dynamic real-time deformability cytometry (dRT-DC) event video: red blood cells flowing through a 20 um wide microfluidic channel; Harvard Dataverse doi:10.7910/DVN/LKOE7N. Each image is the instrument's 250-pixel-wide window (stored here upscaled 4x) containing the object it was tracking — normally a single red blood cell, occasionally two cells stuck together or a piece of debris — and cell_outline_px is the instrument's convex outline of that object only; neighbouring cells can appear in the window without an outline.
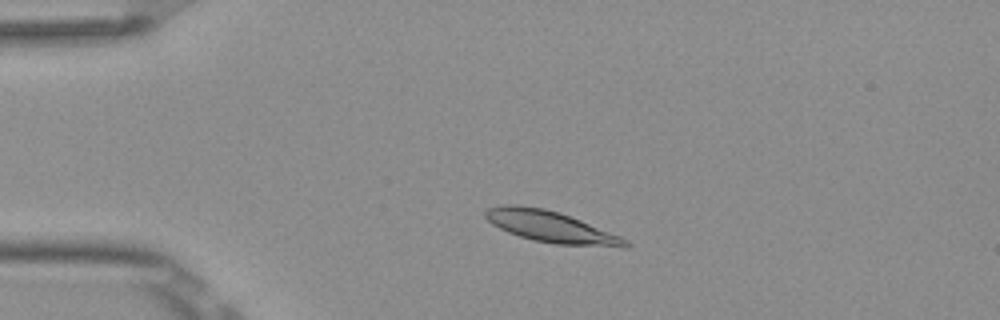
{"species": "Egyptian fruit bat (a non-hibernating species)", "species_latin": "Rousettus aegyptiacus", "temperature_condition": "room temperature", "stored_images_in_passage": 49, "camera_frame_rate_fps": 3000, "um_per_image_px": 0.085, "frame": {"image": 1, "passage_image": 8, "time_ms": 2.333, "image_size_px": [1000, 320], "cell_outline_px": [[632, 244], [624, 248], [556, 244], [532, 240], [508, 232], [492, 224], [484, 216], [484, 212], [488, 208], [504, 204], [520, 204], [544, 208], [580, 220], [620, 236], [628, 240]], "centroid_in_image_um": [46.82, 19.28], "position_along_channel_um": 38.2, "area_um2": 25.55}}
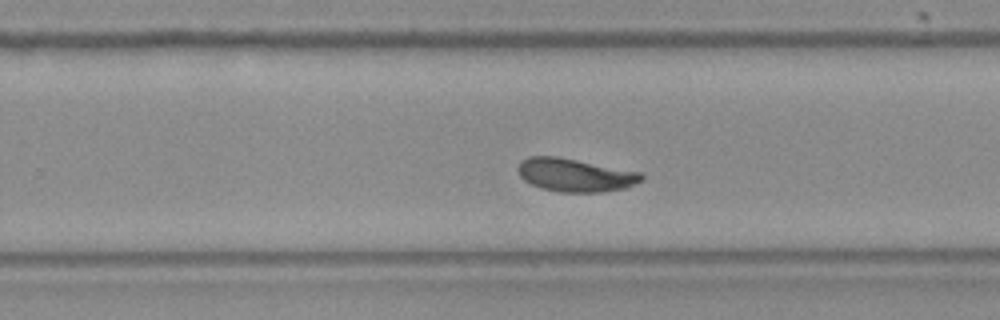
{"frame": {"image": 2, "passage_image": 30, "time_ms": 9.667, "image_size_px": [1000, 320], "cell_outline_px": [[644, 180], [628, 188], [604, 192], [560, 192], [540, 188], [524, 180], [520, 176], [516, 168], [520, 160], [528, 156], [556, 156], [640, 172], [644, 176]], "centroid_in_image_um": [48.88, 14.88], "position_along_channel_um": 280.9, "area_um2": 24.1}}
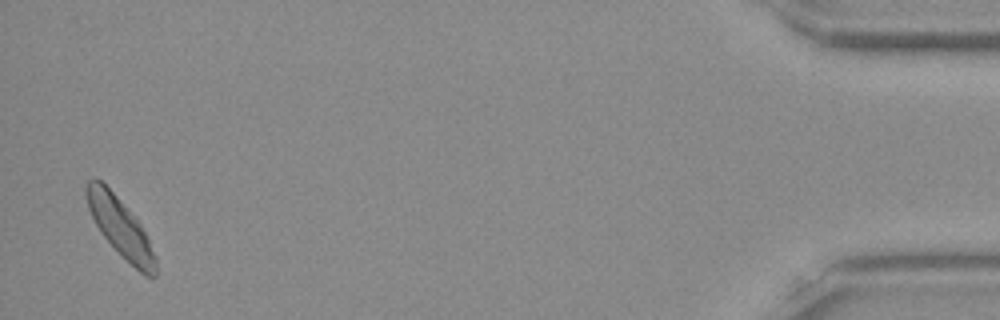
{"frame": {"image": 3, "passage_image": 48, "time_ms": 15.667, "image_size_px": [1000, 320], "cell_outline_px": [[156, 276], [152, 280], [144, 276], [104, 236], [96, 224], [88, 208], [84, 192], [84, 184], [92, 176], [100, 180], [116, 196], [140, 224], [148, 240], [156, 260]], "centroid_in_image_um": [10.19, 19.29], "position_along_channel_um": 425.0, "area_um2": 22.95}, "authors_computed_cell_mechanics": {"area_um2": 23.8714, "velocity_mm_per_s": 3.8063, "shape_relaxation_time_tau1_ms": 3.461, "shape_relaxation_time_tau2_ms": 2.0197, "deformation_change_tau1": 0.1181, "deformation_change_tau2": 0.0533}}